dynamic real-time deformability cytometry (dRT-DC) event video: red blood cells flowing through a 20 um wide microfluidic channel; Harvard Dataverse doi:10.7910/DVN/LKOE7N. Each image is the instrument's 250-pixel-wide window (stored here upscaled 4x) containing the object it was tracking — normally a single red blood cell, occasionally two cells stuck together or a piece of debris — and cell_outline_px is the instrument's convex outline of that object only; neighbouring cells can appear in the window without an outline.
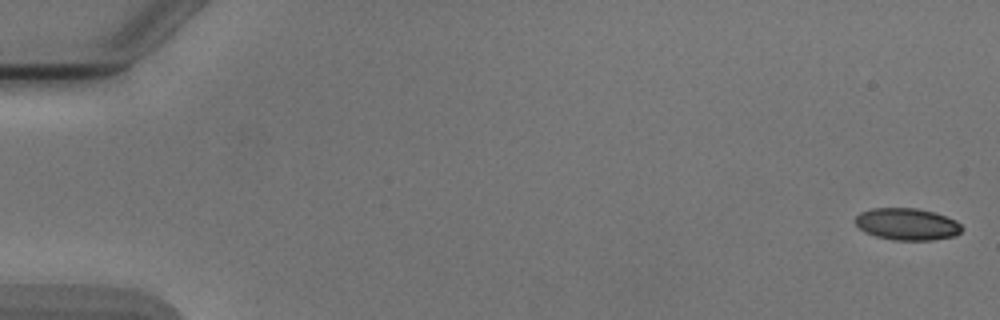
{"species": "Egyptian fruit bat (a non-hibernating species)", "species_latin": "Rousettus aegyptiacus", "temperature_condition": "cold", "stored_images_in_passage": 9, "camera_frame_rate_fps": 3000, "um_per_image_px": 0.085, "animal": {"sex": "male"}, "frame": {"image": 1, "passage_image": 1, "time_ms": 0.0, "image_size_px": [1000, 320], "cell_outline_px": [[960, 232], [952, 236], [932, 240], [896, 240], [876, 236], [860, 228], [856, 224], [856, 216], [860, 212], [872, 208], [916, 208], [932, 212], [956, 220], [960, 224]], "centroid_in_image_um": [77.08, 19.04], "position_along_channel_um": 7.9, "area_um2": 19.42}}
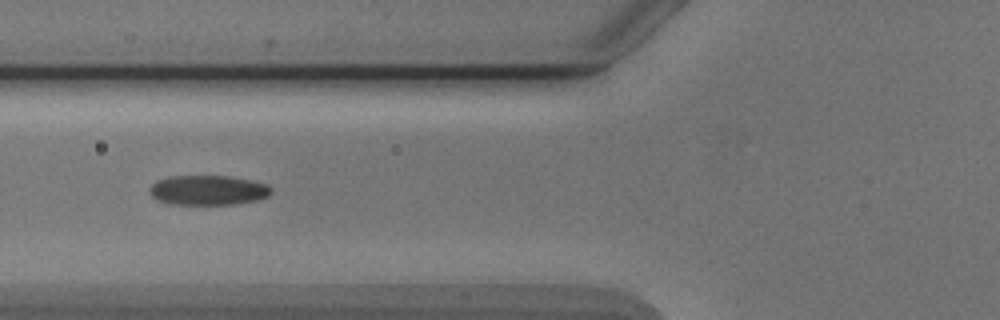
{"frame": {"image": 2, "passage_image": 6, "time_ms": 6.667, "image_size_px": [1000, 320], "cell_outline_px": [[272, 192], [268, 196], [256, 200], [232, 204], [168, 204], [156, 200], [152, 196], [152, 184], [156, 180], [168, 176], [228, 176], [252, 180], [268, 184], [272, 188]], "centroid_in_image_um": [17.7, 16.16], "position_along_channel_um": 108.1, "area_um2": 21.1}}
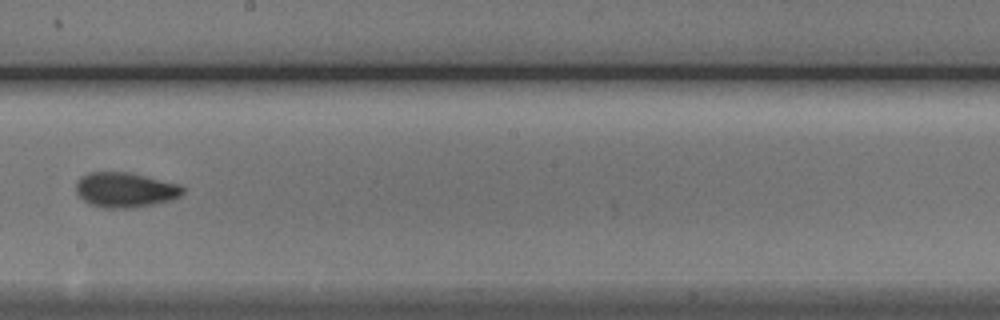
{"frame": {"image": 3, "passage_image": 9, "time_ms": 10.0, "image_size_px": [1000, 320], "cell_outline_px": [[184, 192], [180, 196], [172, 200], [132, 208], [104, 208], [88, 204], [76, 192], [76, 180], [80, 176], [88, 172], [128, 172], [180, 184], [184, 188]], "centroid_in_image_um": [10.62, 16.14], "position_along_channel_um": 237.6, "area_um2": 21.91}}